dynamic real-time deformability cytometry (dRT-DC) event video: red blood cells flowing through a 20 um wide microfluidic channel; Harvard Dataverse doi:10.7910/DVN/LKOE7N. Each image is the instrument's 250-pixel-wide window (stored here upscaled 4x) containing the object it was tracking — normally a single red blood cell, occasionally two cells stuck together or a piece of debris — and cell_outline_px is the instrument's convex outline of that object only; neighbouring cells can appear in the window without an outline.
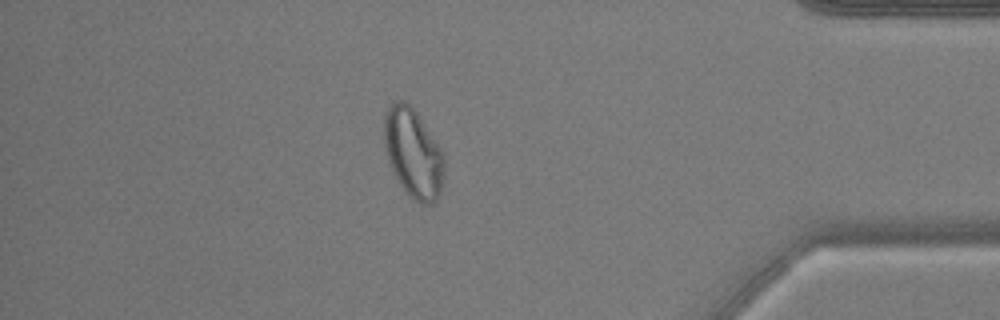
{"species": "common noctule bat (a hibernating species)", "species_latin": "Nyctalus noctula", "temperature_condition": "warm", "stored_images_in_passage": 55, "camera_frame_rate_fps": 3000, "um_per_image_px": 0.085, "animal": {"sex": "male", "body_mass_g": 17.9, "forearm_length_mm": 54.2}, "frame": {"image": 1, "passage_image": 47, "time_ms": 15.333, "image_size_px": [1000, 320], "cell_outline_px": [[444, 172], [440, 192], [436, 200], [432, 204], [420, 204], [408, 196], [404, 192], [388, 160], [384, 144], [384, 112], [388, 104], [396, 100], [404, 100], [416, 112], [444, 152]], "centroid_in_image_um": [35.11, 13.01], "position_along_channel_um": 400.1, "area_um2": 31.44}}